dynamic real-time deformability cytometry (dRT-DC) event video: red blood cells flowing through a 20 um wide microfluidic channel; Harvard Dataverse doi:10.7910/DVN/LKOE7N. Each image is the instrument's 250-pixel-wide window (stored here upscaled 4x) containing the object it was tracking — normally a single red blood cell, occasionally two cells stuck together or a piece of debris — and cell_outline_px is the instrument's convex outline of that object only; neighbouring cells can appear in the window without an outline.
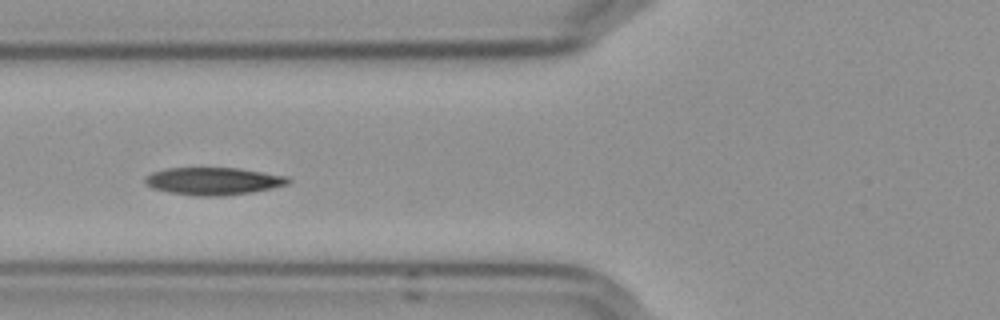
{"species": "Egyptian fruit bat (a non-hibernating species)", "species_latin": "Rousettus aegyptiacus", "temperature_condition": "cold", "stored_images_in_passage": 48, "camera_frame_rate_fps": 3000, "um_per_image_px": 0.085, "frame": {"image": 1, "passage_image": 14, "time_ms": 4.333, "image_size_px": [1000, 320], "cell_outline_px": [[292, 180], [288, 184], [272, 188], [252, 192], [224, 196], [196, 196], [168, 192], [152, 188], [144, 184], [144, 176], [152, 172], [168, 168], [236, 168], [288, 176]], "centroid_in_image_um": [18.11, 15.4], "position_along_channel_um": 107.7, "area_um2": 23.06}}
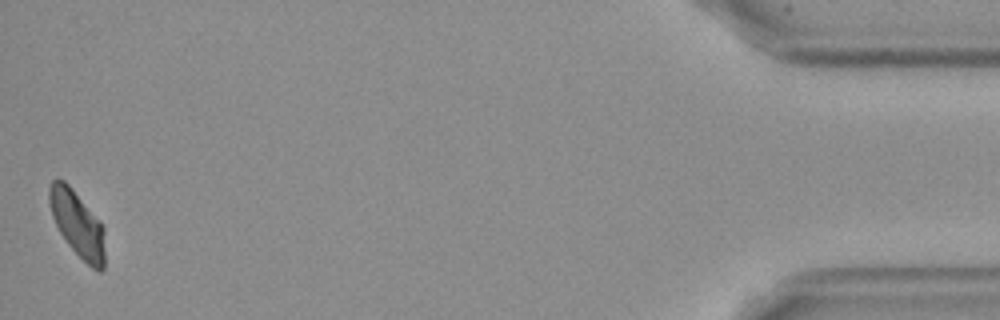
{"frame": {"image": 2, "passage_image": 48, "time_ms": 15.667, "image_size_px": [1000, 320], "cell_outline_px": [[104, 268], [100, 272], [92, 268], [68, 244], [60, 232], [52, 216], [48, 200], [48, 188], [52, 180], [64, 180], [72, 188], [100, 220], [104, 228]], "centroid_in_image_um": [6.58, 19.01], "position_along_channel_um": 428.6, "area_um2": 21.21}, "authors_computed_cell_mechanics": {"area_um2": 22.253, "velocity_mm_per_s": 3.5679, "shape_relaxation_time_tau1_ms": null, "shape_relaxation_time_tau2_ms": 2.5134, "deformation_change_tau1": null, "deformation_change_tau2": 0.0573}}